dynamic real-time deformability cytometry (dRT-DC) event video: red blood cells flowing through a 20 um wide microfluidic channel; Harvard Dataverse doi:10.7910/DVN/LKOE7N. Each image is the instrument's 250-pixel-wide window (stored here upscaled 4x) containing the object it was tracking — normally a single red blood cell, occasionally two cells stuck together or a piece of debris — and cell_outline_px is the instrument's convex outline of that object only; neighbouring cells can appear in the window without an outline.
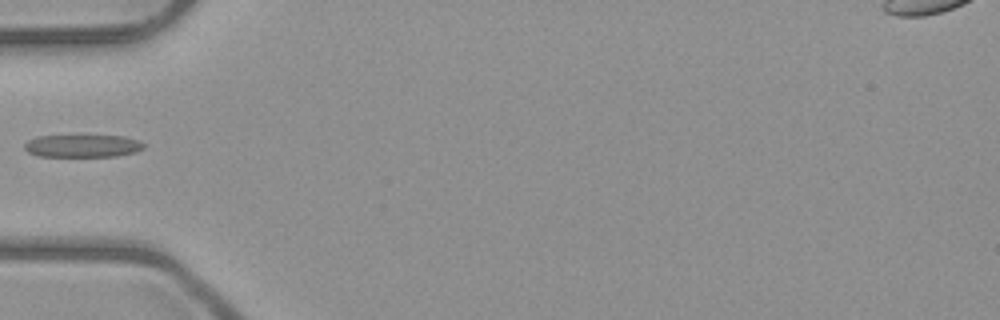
{"species": "common noctule bat (a hibernating species)", "species_latin": "Nyctalus noctula", "temperature_condition": "room temperature", "stored_images_in_passage": 3, "camera_frame_rate_fps": 3000, "um_per_image_px": 0.085, "animal": {"sex": "male", "body_mass_g": 23.1, "forearm_length_mm": 52.7}, "frame": {"image": 1, "passage_image": 2, "time_ms": 1.333, "image_size_px": [1000, 320], "cell_outline_px": [[144, 148], [136, 152], [116, 156], [36, 156], [28, 152], [24, 148], [24, 144], [28, 140], [40, 136], [124, 136], [136, 140], [144, 144]], "centroid_in_image_um": [7.0, 12.41], "position_along_channel_um": 78.0, "area_um2": 15.55}}
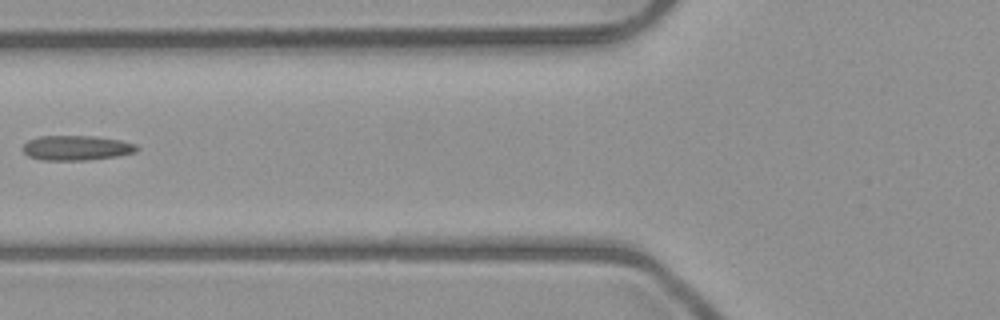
{"frame": {"image": 2, "passage_image": 3, "time_ms": 2.333, "image_size_px": [1000, 320], "cell_outline_px": [[140, 148], [136, 152], [116, 156], [84, 160], [44, 160], [28, 156], [24, 152], [24, 144], [28, 140], [40, 136], [92, 136], [120, 140], [136, 144]], "centroid_in_image_um": [6.52, 12.57], "position_along_channel_um": 119.3, "area_um2": 16.36}}